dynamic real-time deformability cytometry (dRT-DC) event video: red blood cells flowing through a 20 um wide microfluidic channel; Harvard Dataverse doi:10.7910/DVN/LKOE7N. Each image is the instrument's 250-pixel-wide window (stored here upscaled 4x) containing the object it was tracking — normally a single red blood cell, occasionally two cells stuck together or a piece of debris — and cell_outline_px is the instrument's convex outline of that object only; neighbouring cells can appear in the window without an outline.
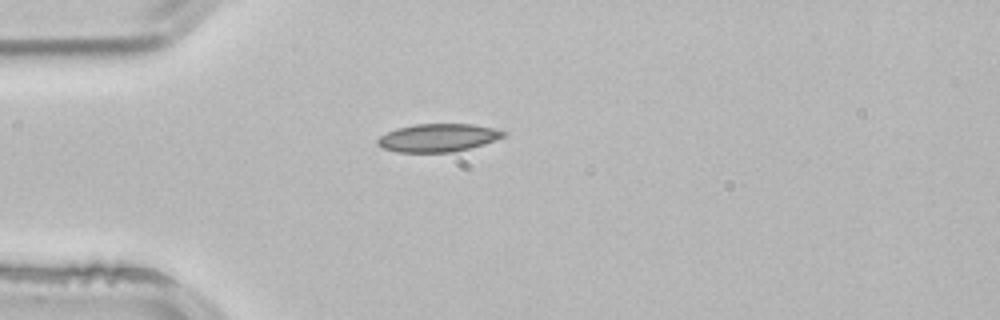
{"species": "common noctule bat (a hibernating species)", "species_latin": "Nyctalus noctula", "temperature_condition": "room temperature", "stored_images_in_passage": 1, "camera_frame_rate_fps": 3000, "um_per_image_px": 0.085, "animal": {"sex": "male", "body_mass_g": 21.5, "forearm_length_mm": 52.0}, "frame": {"image": 1, "passage_image": 1, "time_ms": 0.0, "image_size_px": [1000, 320], "cell_outline_px": [[508, 132], [504, 136], [496, 140], [484, 144], [452, 152], [396, 152], [380, 148], [376, 144], [376, 140], [380, 136], [396, 128], [416, 124], [472, 124], [492, 128]], "centroid_in_image_um": [37.19, 11.71], "position_along_channel_um": 47.8, "area_um2": 20.58}}